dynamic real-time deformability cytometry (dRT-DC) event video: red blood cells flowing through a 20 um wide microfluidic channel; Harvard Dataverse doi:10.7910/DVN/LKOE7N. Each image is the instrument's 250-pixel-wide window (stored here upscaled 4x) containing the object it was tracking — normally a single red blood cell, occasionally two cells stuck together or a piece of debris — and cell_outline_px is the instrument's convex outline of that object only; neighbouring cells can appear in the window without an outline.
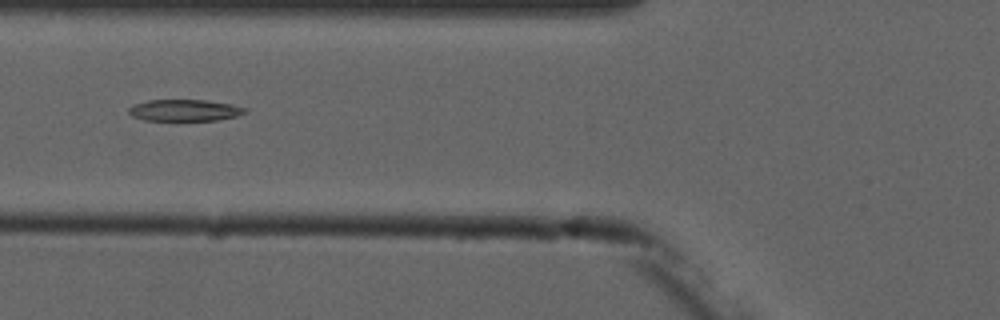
{"species": "common noctule bat (a hibernating species)", "species_latin": "Nyctalus noctula", "temperature_condition": "cold", "stored_images_in_passage": 5, "camera_frame_rate_fps": 3000, "um_per_image_px": 0.085, "animal": {"sex": "male", "forearm_length_mm": 52.5}, "frame": {"image": 1, "passage_image": 4, "time_ms": 3.333, "image_size_px": [1000, 320], "cell_outline_px": [[248, 112], [236, 116], [216, 120], [176, 124], [144, 120], [132, 116], [128, 112], [128, 108], [132, 104], [148, 100], [208, 100], [232, 104], [244, 108]], "centroid_in_image_um": [15.63, 9.43], "position_along_channel_um": 110.2, "area_um2": 15.66}}
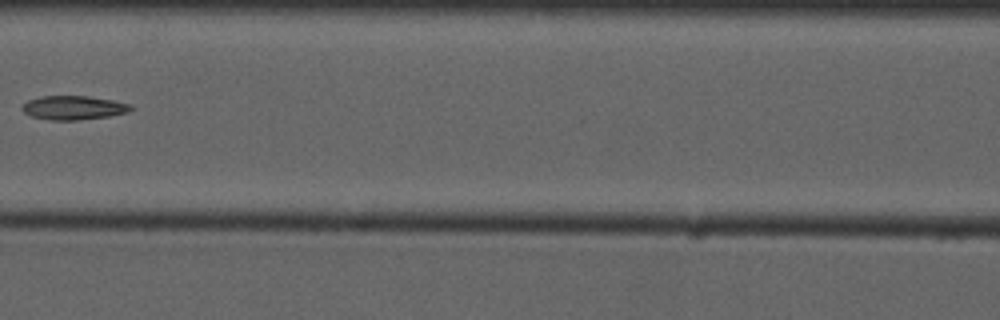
{"frame": {"image": 2, "passage_image": 5, "time_ms": 4.667, "image_size_px": [1000, 320], "cell_outline_px": [[136, 108], [128, 112], [108, 116], [76, 120], [52, 120], [32, 116], [24, 112], [20, 108], [28, 100], [44, 96], [88, 96], [112, 100], [132, 104]], "centroid_in_image_um": [6.29, 9.15], "position_along_channel_um": 160.3, "area_um2": 15.09}}